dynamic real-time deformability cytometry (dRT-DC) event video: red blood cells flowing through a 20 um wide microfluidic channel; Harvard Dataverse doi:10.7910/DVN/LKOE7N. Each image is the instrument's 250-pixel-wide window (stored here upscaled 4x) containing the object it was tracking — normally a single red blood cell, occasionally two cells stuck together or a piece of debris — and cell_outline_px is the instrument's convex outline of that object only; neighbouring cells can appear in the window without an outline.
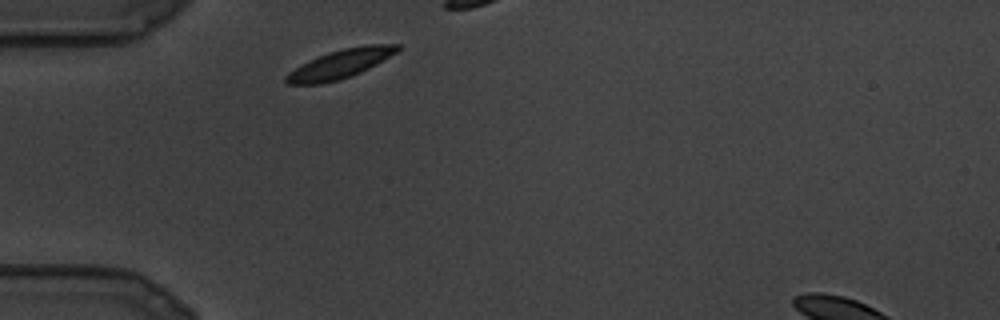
{"species": "common noctule bat (a hibernating species)", "species_latin": "Nyctalus noctula", "temperature_condition": "cold", "stored_images_in_passage": 8, "camera_frame_rate_fps": 3000, "um_per_image_px": 0.085, "animal": {"sex": "male", "body_mass_g": 19.5, "forearm_length_mm": 54.6}, "frame": {"image": 1, "passage_image": 1, "time_ms": 0.0, "image_size_px": [1000, 320], "cell_outline_px": [[400, 48], [396, 52], [368, 68], [352, 76], [340, 80], [320, 84], [288, 84], [284, 80], [284, 76], [288, 72], [328, 52], [344, 48], [368, 44], [400, 44]], "centroid_in_image_um": [28.91, 5.44], "position_along_channel_um": 56.1, "area_um2": 18.32}}